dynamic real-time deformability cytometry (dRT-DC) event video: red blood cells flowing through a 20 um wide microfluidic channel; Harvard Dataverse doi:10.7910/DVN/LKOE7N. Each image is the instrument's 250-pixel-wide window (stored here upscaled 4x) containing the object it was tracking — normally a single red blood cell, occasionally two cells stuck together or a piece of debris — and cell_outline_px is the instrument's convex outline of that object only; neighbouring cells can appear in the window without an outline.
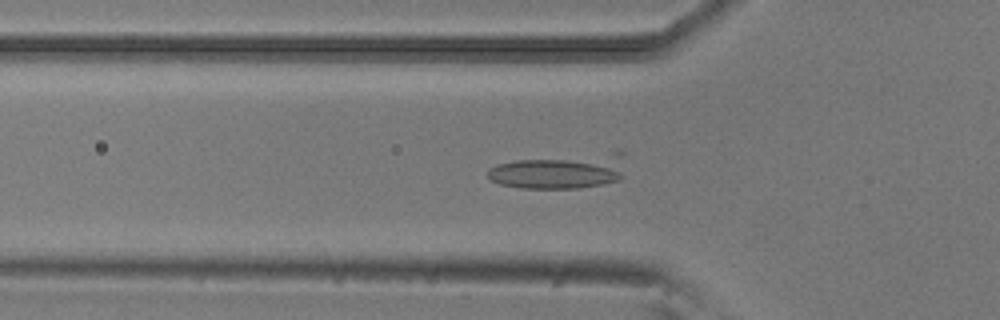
{"species": "common noctule bat (a hibernating species)", "species_latin": "Nyctalus noctula", "temperature_condition": "room temperature", "stored_images_in_passage": 53, "camera_frame_rate_fps": 3000, "um_per_image_px": 0.085, "animal": {"sex": "male", "body_mass_g": 20.5, "forearm_length_mm": 52.5}, "frame": {"image": 1, "passage_image": 17, "time_ms": 5.333, "image_size_px": [1000, 320], "cell_outline_px": [[624, 176], [620, 180], [580, 188], [520, 188], [500, 184], [492, 180], [488, 176], [488, 168], [496, 164], [516, 160], [616, 148], [624, 152]], "centroid_in_image_um": [47.74, 14.48], "position_along_channel_um": 78.1, "area_um2": 29.42}}
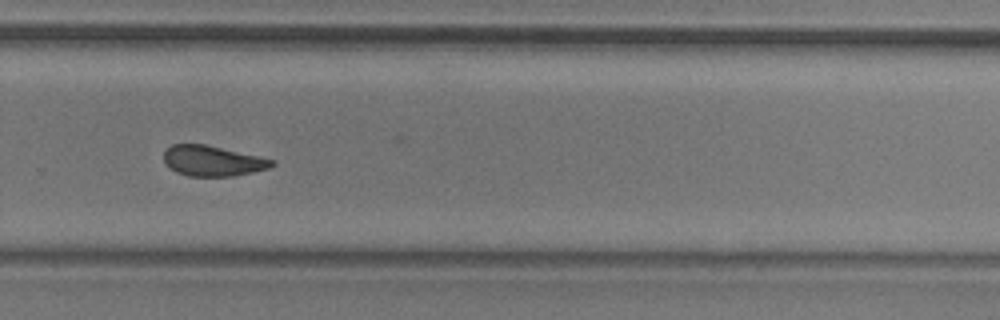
{"frame": {"image": 2, "passage_image": 35, "time_ms": 11.333, "image_size_px": [1000, 320], "cell_outline_px": [[276, 164], [272, 168], [232, 176], [188, 176], [176, 172], [164, 160], [164, 152], [172, 144], [204, 144], [276, 160]], "centroid_in_image_um": [18.12, 13.68], "position_along_channel_um": 311.7, "area_um2": 19.02}}
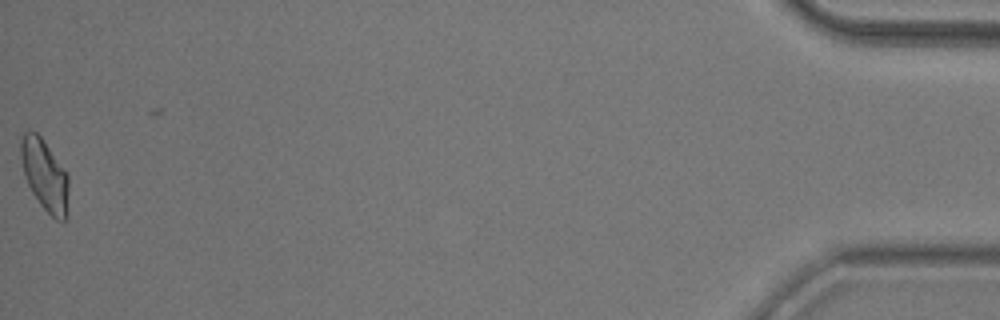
{"frame": {"image": 3, "passage_image": 52, "time_ms": 17.0, "image_size_px": [1000, 320], "cell_outline_px": [[68, 216], [64, 220], [56, 220], [40, 204], [32, 192], [28, 184], [24, 172], [20, 156], [20, 140], [24, 132], [28, 128], [36, 132], [40, 136], [68, 172]], "centroid_in_image_um": [3.82, 14.86], "position_along_channel_um": 431.4, "area_um2": 20.06}, "authors_computed_cell_mechanics": {"area_um2": 20.1144, "velocity_mm_per_s": 3.8628, "shape_relaxation_time_tau1_ms": null, "shape_relaxation_time_tau2_ms": 5.2942, "deformation_change_tau1": null, "deformation_change_tau2": 0.0636}}